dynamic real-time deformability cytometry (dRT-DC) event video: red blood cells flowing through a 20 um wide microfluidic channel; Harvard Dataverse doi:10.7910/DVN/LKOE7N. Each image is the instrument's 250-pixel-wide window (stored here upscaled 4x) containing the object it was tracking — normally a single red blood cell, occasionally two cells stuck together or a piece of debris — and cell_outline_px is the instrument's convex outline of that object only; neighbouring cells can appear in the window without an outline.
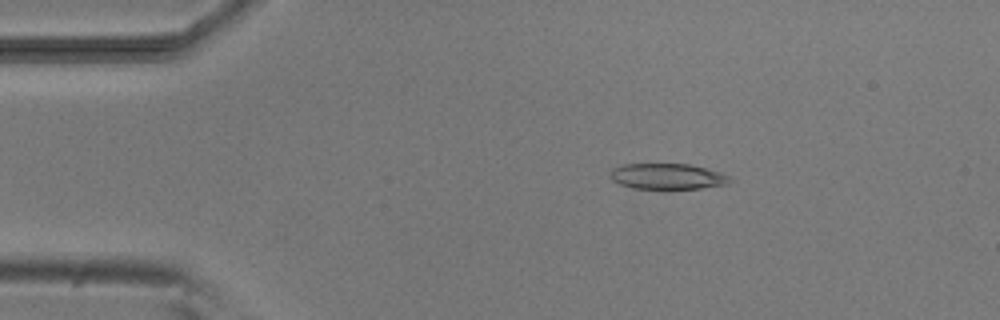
{"species": "common noctule bat (a hibernating species)", "species_latin": "Nyctalus noctula", "temperature_condition": "room temperature", "stored_images_in_passage": 9, "camera_frame_rate_fps": 3000, "um_per_image_px": 0.085, "animal": {"sex": "male", "body_mass_g": 20.5, "forearm_length_mm": 52.5}, "frame": {"image": 1, "passage_image": 3, "time_ms": 2.333, "image_size_px": [1000, 320], "cell_outline_px": [[736, 180], [728, 184], [700, 188], [632, 188], [620, 184], [612, 180], [608, 176], [608, 172], [612, 168], [624, 164], [688, 164], [720, 172]], "centroid_in_image_um": [56.71, 14.99], "position_along_channel_um": 28.3, "area_um2": 17.98}}
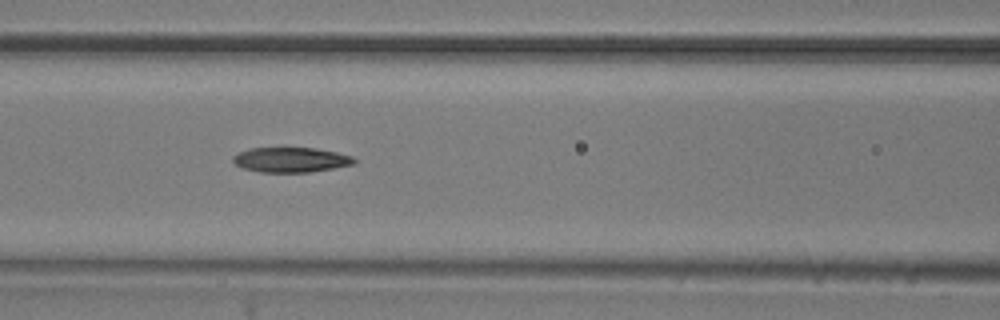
{"frame": {"image": 2, "passage_image": 7, "time_ms": 6.667, "image_size_px": [1000, 320], "cell_outline_px": [[356, 164], [308, 172], [260, 172], [244, 168], [236, 164], [232, 160], [232, 156], [248, 148], [316, 148], [336, 152], [352, 156], [356, 160]], "centroid_in_image_um": [24.73, 13.58], "position_along_channel_um": 141.9, "area_um2": 17.51}}
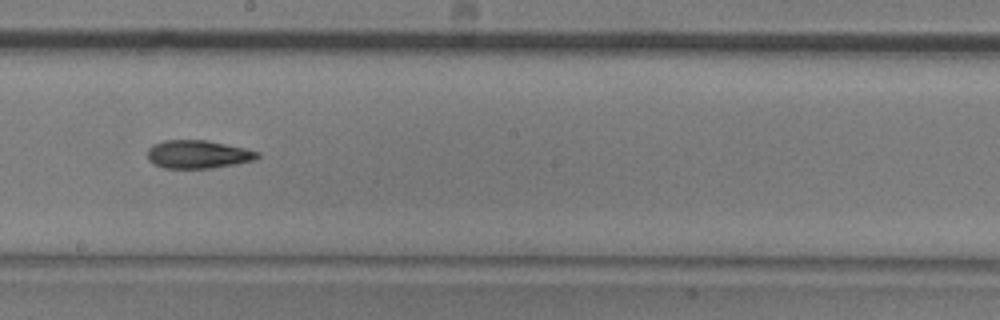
{"frame": {"image": 3, "passage_image": 9, "time_ms": 9.0, "image_size_px": [1000, 320], "cell_outline_px": [[260, 156], [256, 160], [236, 164], [212, 168], [164, 168], [152, 164], [148, 160], [148, 148], [152, 144], [164, 140], [208, 140], [244, 148], [260, 152]], "centroid_in_image_um": [16.82, 13.12], "position_along_channel_um": 231.4, "area_um2": 18.26}}